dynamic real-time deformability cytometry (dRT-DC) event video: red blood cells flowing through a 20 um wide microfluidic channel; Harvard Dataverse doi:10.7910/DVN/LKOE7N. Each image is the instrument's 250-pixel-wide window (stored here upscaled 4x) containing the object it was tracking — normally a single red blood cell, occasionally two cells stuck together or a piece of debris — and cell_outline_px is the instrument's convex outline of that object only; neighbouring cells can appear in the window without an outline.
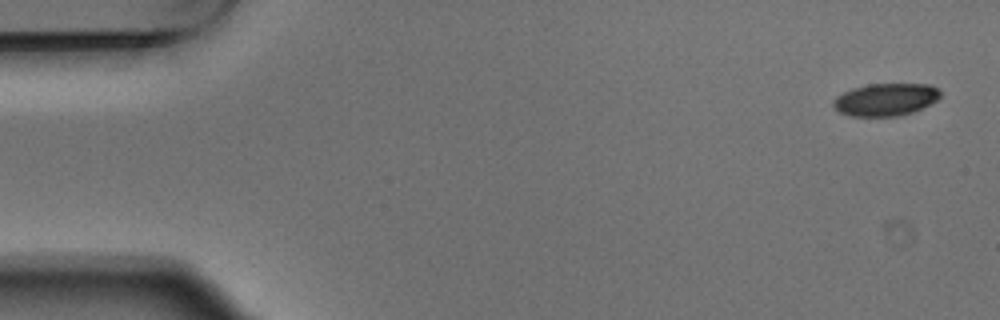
{"species": "Egyptian fruit bat (a non-hibernating species)", "species_latin": "Rousettus aegyptiacus", "temperature_condition": "warm", "stored_images_in_passage": 14, "camera_frame_rate_fps": 3000, "um_per_image_px": 0.085, "animal": {"sex": "male"}, "frame": {"image": 1, "passage_image": 1, "time_ms": 0.0, "image_size_px": [1000, 320], "cell_outline_px": [[940, 96], [936, 100], [912, 112], [896, 116], [852, 116], [840, 112], [832, 104], [832, 100], [836, 96], [852, 88], [868, 84], [932, 84], [940, 92]], "centroid_in_image_um": [75.25, 8.45], "position_along_channel_um": 9.8, "area_um2": 20.06}}
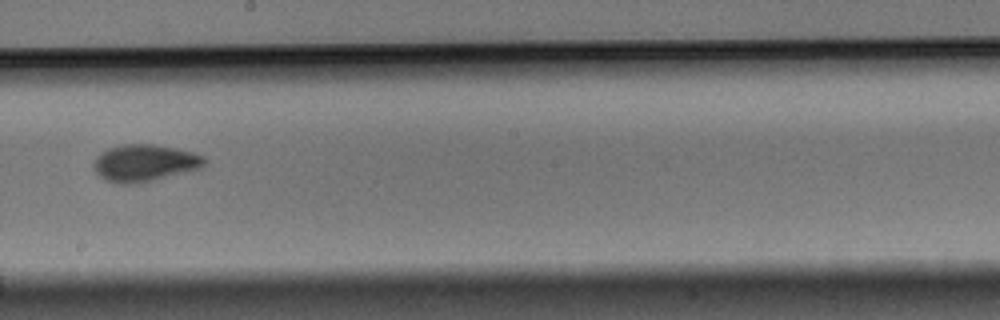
{"frame": {"image": 2, "passage_image": 8, "time_ms": 2.333, "image_size_px": [1000, 320], "cell_outline_px": [[208, 160], [204, 168], [152, 180], [132, 184], [124, 184], [108, 180], [100, 176], [96, 172], [92, 164], [96, 156], [100, 152], [108, 148], [124, 144], [152, 144], [176, 148], [192, 152], [204, 156]], "centroid_in_image_um": [12.32, 13.84], "position_along_channel_um": 235.9, "area_um2": 23.93}}
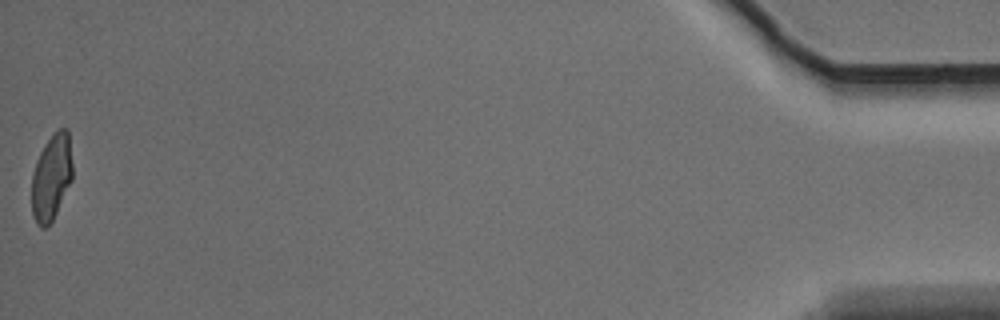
{"frame": {"image": 3, "passage_image": 14, "time_ms": 4.333, "image_size_px": [1000, 320], "cell_outline_px": [[72, 180], [52, 220], [44, 228], [40, 228], [36, 224], [32, 212], [32, 176], [36, 160], [44, 144], [60, 128], [68, 128], [72, 164]], "centroid_in_image_um": [4.37, 15.07], "position_along_channel_um": 430.8, "area_um2": 20.29}}